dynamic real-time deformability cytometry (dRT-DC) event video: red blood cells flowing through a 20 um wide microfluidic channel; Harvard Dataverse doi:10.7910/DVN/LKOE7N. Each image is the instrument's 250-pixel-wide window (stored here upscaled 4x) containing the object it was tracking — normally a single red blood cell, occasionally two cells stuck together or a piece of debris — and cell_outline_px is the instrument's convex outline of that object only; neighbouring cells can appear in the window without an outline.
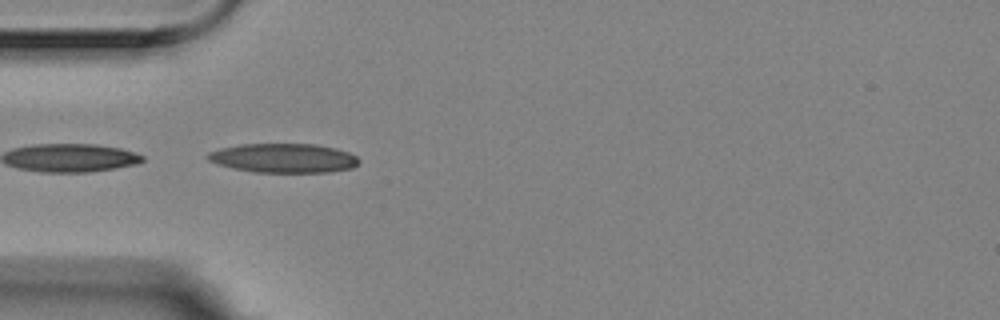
{"species": "Egyptian fruit bat (a non-hibernating species)", "species_latin": "Rousettus aegyptiacus", "temperature_condition": "room temperature", "stored_images_in_passage": 5, "camera_frame_rate_fps": 3000, "um_per_image_px": 0.085, "animal": {"sex": "female"}, "frame": {"image": 1, "passage_image": 4, "time_ms": 1.0, "image_size_px": [1000, 320], "cell_outline_px": [[360, 160], [352, 168], [328, 172], [252, 172], [232, 168], [216, 164], [208, 160], [204, 156], [208, 152], [220, 148], [240, 144], [316, 144], [336, 148], [348, 152], [356, 156]], "centroid_in_image_um": [24.05, 13.43], "position_along_channel_um": 60.9, "area_um2": 25.89}}